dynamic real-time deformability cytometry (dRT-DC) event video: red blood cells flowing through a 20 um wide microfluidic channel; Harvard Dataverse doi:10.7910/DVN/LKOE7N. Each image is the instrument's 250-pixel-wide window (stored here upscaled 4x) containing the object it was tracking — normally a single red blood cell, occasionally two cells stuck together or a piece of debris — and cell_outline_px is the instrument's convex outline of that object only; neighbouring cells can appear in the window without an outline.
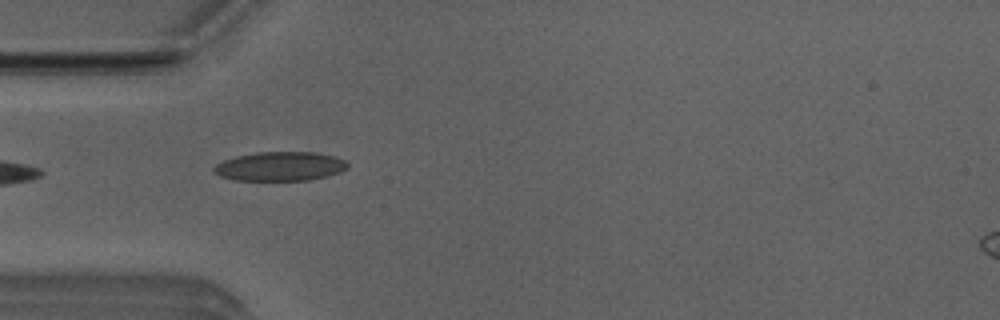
{"species": "Egyptian fruit bat (a non-hibernating species)", "species_latin": "Rousettus aegyptiacus", "temperature_condition": "room temperature", "stored_images_in_passage": 2, "camera_frame_rate_fps": 3000, "um_per_image_px": 0.085, "animal": {"sex": "male"}, "frame": {"image": 1, "passage_image": 1, "time_ms": 0.0, "image_size_px": [1000, 320], "cell_outline_px": [[348, 168], [340, 172], [308, 180], [232, 180], [220, 176], [212, 172], [212, 168], [216, 164], [224, 160], [236, 156], [256, 152], [312, 152], [336, 156], [344, 160], [348, 164]], "centroid_in_image_um": [23.77, 14.13], "position_along_channel_um": 61.2, "area_um2": 22.72}}